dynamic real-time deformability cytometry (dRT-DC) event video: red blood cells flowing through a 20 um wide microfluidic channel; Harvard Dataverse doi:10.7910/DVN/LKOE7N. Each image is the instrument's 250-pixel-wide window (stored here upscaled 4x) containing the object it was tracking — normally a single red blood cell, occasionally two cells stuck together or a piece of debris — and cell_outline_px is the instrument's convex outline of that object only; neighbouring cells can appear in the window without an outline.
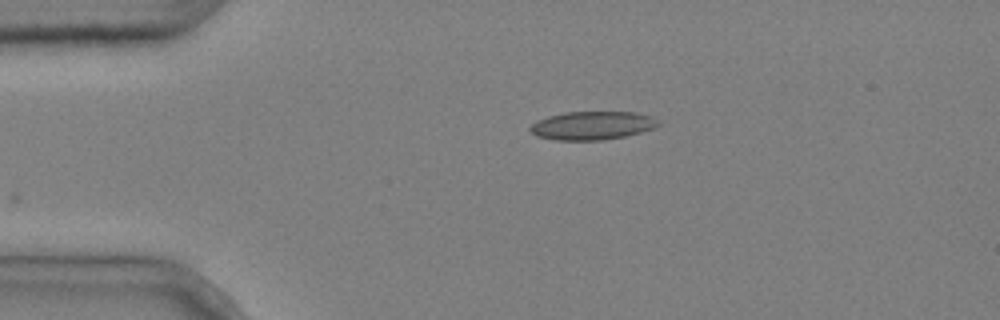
{"species": "common noctule bat (a hibernating species)", "species_latin": "Nyctalus noctula", "temperature_condition": "cold", "stored_images_in_passage": 4, "camera_frame_rate_fps": 3000, "um_per_image_px": 0.085, "animal": {"sex": "male", "body_mass_g": 20.4}, "frame": {"image": 1, "passage_image": 4, "time_ms": 1.0, "image_size_px": [1000, 320], "cell_outline_px": [[660, 124], [656, 128], [628, 136], [604, 140], [556, 140], [536, 136], [528, 128], [536, 120], [548, 116], [564, 112], [636, 112], [652, 116], [660, 120]], "centroid_in_image_um": [50.39, 10.67], "position_along_channel_um": 34.6, "area_um2": 21.56}}